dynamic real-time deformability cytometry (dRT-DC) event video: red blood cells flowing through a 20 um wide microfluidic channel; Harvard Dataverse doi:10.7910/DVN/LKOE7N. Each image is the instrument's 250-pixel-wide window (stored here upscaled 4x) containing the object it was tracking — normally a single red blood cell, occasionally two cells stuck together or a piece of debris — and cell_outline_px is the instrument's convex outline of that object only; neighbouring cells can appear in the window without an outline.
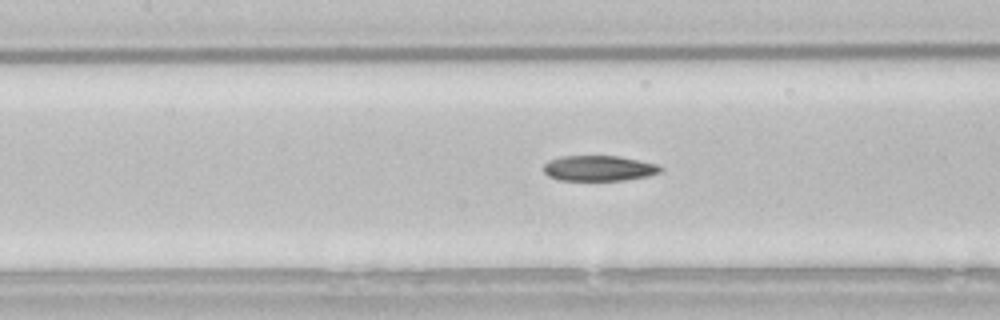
{"species": "common noctule bat (a hibernating species)", "species_latin": "Nyctalus noctula", "temperature_condition": "room temperature", "stored_images_in_passage": 34, "camera_frame_rate_fps": 3000, "um_per_image_px": 0.085, "animal": {"sex": "male", "body_mass_g": 21.5, "forearm_length_mm": 52.0}, "frame": {"image": 1, "passage_image": 10, "time_ms": 3.0, "image_size_px": [1000, 320], "cell_outline_px": [[664, 168], [660, 172], [648, 176], [624, 180], [556, 180], [548, 176], [544, 172], [544, 164], [548, 160], [560, 156], [620, 156], [656, 164]], "centroid_in_image_um": [50.88, 14.3], "position_along_channel_um": 156.5, "area_um2": 17.4}}
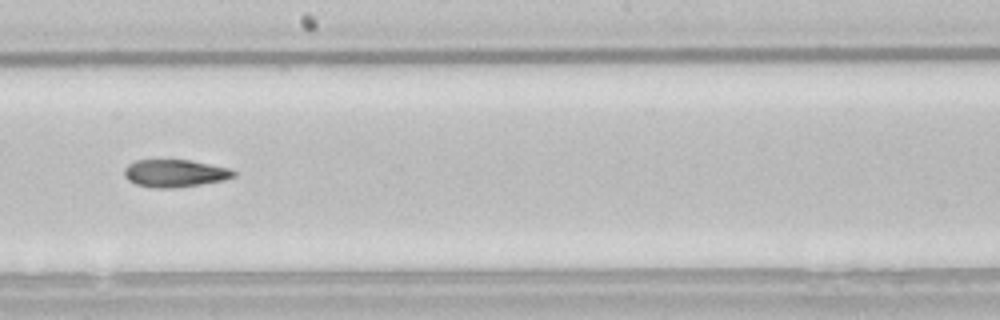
{"frame": {"image": 2, "passage_image": 16, "time_ms": 5.0, "image_size_px": [1000, 320], "cell_outline_px": [[236, 176], [224, 180], [200, 184], [172, 188], [152, 188], [136, 184], [128, 180], [124, 176], [124, 168], [128, 164], [136, 160], [192, 160], [232, 168], [236, 172]], "centroid_in_image_um": [14.89, 14.72], "position_along_channel_um": 233.3, "area_um2": 17.74}}
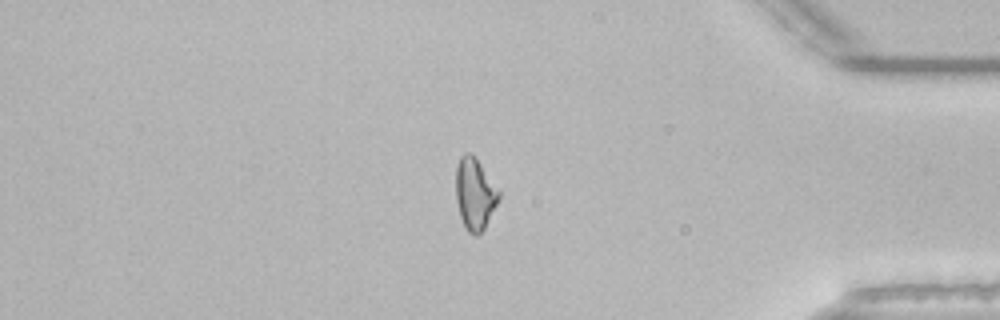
{"frame": {"image": 3, "passage_image": 31, "time_ms": 10.0, "image_size_px": [1000, 320], "cell_outline_px": [[500, 196], [484, 228], [476, 236], [472, 236], [468, 232], [460, 216], [456, 200], [456, 164], [460, 156], [464, 152], [472, 152], [500, 192]], "centroid_in_image_um": [40.33, 16.45], "position_along_channel_um": 394.9, "area_um2": 17.8}, "authors_computed_cell_mechanics": {"area_um2": 17.7446, "velocity_mm_per_s": 3.8511, "shape_relaxation_time_tau1_ms": null, "shape_relaxation_time_tau2_ms": 6.0059, "deformation_change_tau1": null, "deformation_change_tau2": 0.1444}}